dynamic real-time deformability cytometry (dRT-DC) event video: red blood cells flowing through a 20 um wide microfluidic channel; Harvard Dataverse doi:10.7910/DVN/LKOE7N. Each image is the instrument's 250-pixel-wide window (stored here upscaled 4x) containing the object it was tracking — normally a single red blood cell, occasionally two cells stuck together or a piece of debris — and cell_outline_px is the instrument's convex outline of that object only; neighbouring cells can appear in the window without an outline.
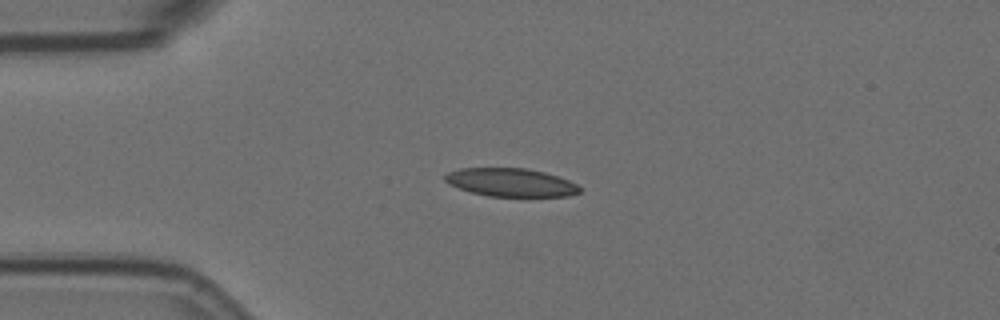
{"species": "Egyptian fruit bat (a non-hibernating species)", "species_latin": "Rousettus aegyptiacus", "temperature_condition": "room temperature", "stored_images_in_passage": 3, "camera_frame_rate_fps": 3000, "um_per_image_px": 0.085, "animal": {"sex": "female"}, "frame": {"image": 1, "passage_image": 2, "time_ms": 0.333, "image_size_px": [1000, 320], "cell_outline_px": [[580, 192], [568, 196], [488, 196], [468, 192], [448, 184], [444, 180], [444, 176], [448, 172], [460, 168], [528, 168], [544, 172], [568, 180], [576, 184], [580, 188]], "centroid_in_image_um": [43.37, 15.5], "position_along_channel_um": 41.6, "area_um2": 22.2}}